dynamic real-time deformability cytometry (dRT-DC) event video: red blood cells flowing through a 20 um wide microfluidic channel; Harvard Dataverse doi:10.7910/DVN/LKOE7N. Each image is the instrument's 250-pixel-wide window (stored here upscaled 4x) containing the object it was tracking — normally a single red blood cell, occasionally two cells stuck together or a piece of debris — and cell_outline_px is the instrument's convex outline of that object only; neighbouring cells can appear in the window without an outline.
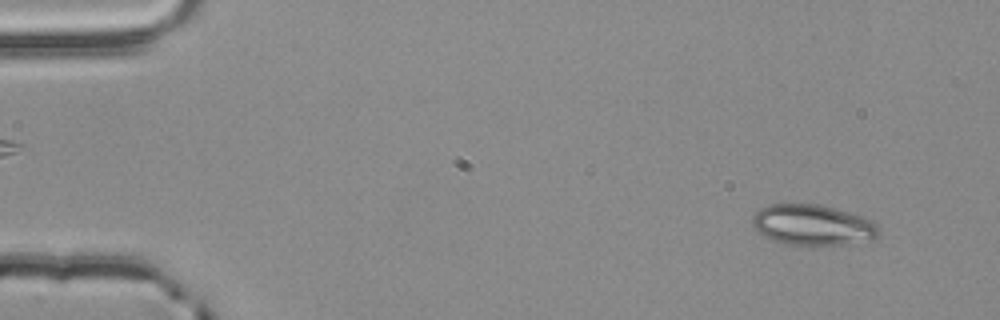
{"species": "common noctule bat (a hibernating species)", "species_latin": "Nyctalus noctula", "temperature_condition": "room temperature", "stored_images_in_passage": 54, "camera_frame_rate_fps": 3000, "um_per_image_px": 0.085, "animal": {"sex": "male", "body_mass_g": 20.4}, "frame": {"image": 1, "passage_image": 4, "time_ms": 1.0, "image_size_px": [1000, 320], "cell_outline_px": [[880, 232], [872, 240], [848, 244], [784, 244], [764, 236], [752, 224], [752, 216], [760, 208], [768, 204], [820, 204], [836, 208], [864, 216], [872, 220], [880, 228]], "centroid_in_image_um": [69.11, 19.1], "position_along_channel_um": 15.9, "area_um2": 30.0}}
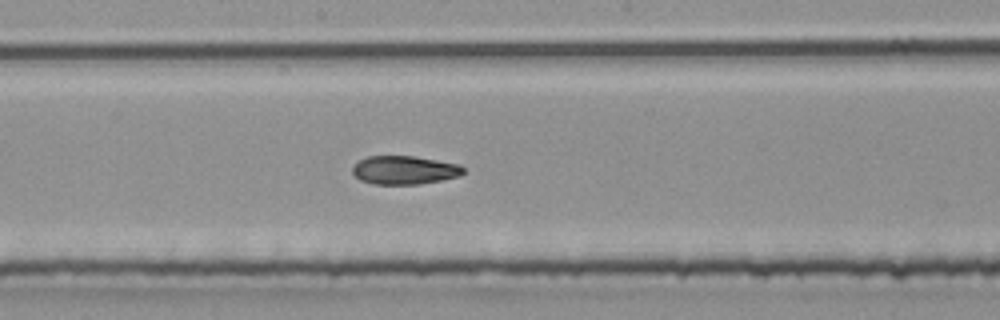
{"frame": {"image": 2, "passage_image": 29, "time_ms": 9.333, "image_size_px": [1000, 320], "cell_outline_px": [[464, 172], [460, 176], [420, 184], [372, 184], [360, 180], [352, 172], [352, 168], [360, 160], [368, 156], [416, 156], [460, 164], [464, 168]], "centroid_in_image_um": [34.39, 14.45], "position_along_channel_um": 213.8, "area_um2": 18.44}}
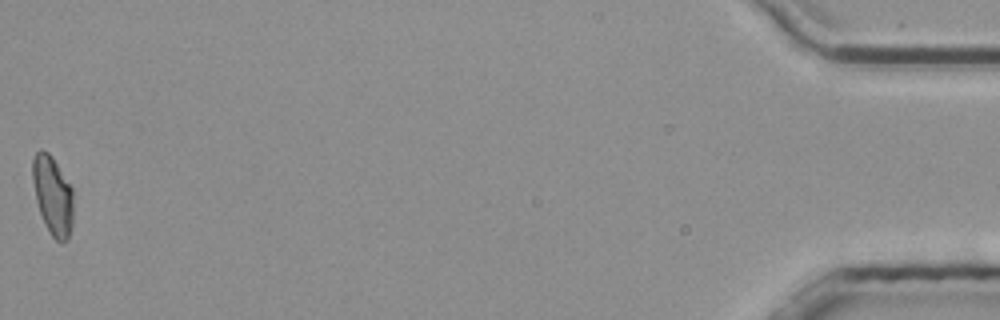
{"frame": {"image": 3, "passage_image": 54, "time_ms": 17.667, "image_size_px": [1000, 320], "cell_outline_px": [[72, 224], [68, 240], [60, 244], [52, 236], [40, 212], [36, 200], [32, 180], [32, 156], [40, 148], [48, 152], [52, 156], [72, 188]], "centroid_in_image_um": [4.47, 16.59], "position_along_channel_um": 430.7, "area_um2": 18.67}, "authors_computed_cell_mechanics": {"area_um2": 19.2185, "velocity_mm_per_s": 3.8446, "shape_relaxation_time_tau1_ms": null, "shape_relaxation_time_tau2_ms": 3.7365, "deformation_change_tau1": null, "deformation_change_tau2": 0.1011}}